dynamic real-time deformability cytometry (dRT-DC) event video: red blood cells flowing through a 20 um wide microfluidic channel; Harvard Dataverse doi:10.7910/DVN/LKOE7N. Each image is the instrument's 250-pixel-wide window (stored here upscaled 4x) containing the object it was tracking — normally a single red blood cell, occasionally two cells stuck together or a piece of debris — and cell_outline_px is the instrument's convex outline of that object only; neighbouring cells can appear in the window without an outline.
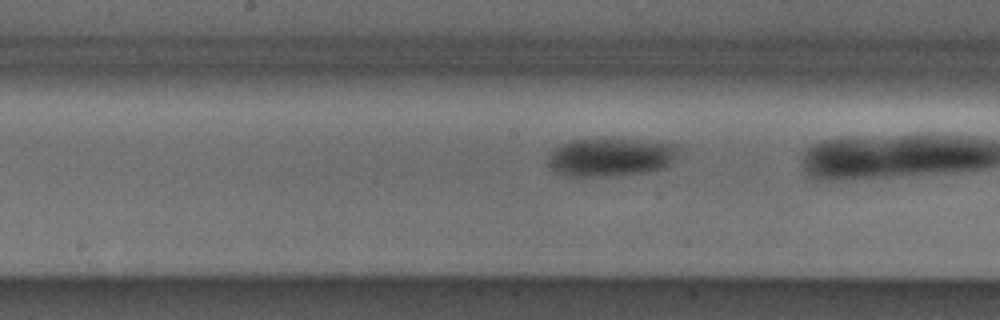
{"species": "Egyptian fruit bat (a non-hibernating species)", "species_latin": "Rousettus aegyptiacus", "temperature_condition": "cold", "stored_images_in_passage": 33, "camera_frame_rate_fps": 3000, "um_per_image_px": 0.085, "animal": {"sex": "male"}, "frame": {"image": 1, "passage_image": 8, "time_ms": 2.333, "image_size_px": [1000, 320], "cell_outline_px": [[680, 152], [672, 164], [668, 168], [648, 172], [600, 176], [564, 176], [556, 172], [548, 164], [548, 156], [556, 148], [572, 140], [604, 136], [608, 136], [680, 144]], "centroid_in_image_um": [52.01, 13.31], "position_along_channel_um": 196.2, "area_um2": 30.29}}